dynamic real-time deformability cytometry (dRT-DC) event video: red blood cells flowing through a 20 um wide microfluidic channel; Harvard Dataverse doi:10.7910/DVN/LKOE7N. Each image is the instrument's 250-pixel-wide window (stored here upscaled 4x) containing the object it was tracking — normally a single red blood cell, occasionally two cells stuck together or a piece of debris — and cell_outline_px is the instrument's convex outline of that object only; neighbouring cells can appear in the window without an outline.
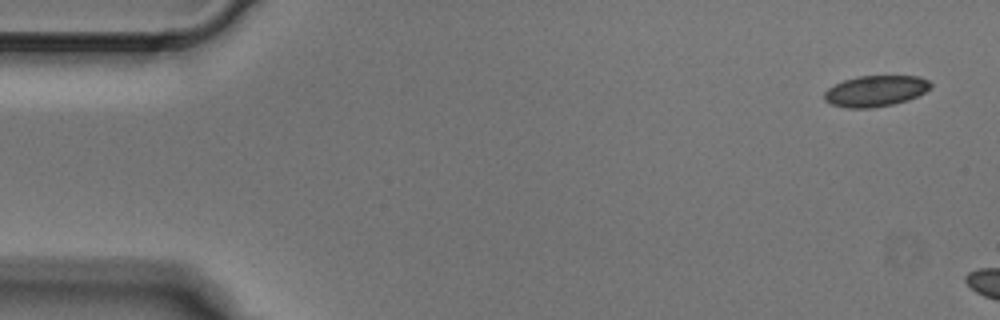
{"species": "Egyptian fruit bat (a non-hibernating species)", "species_latin": "Rousettus aegyptiacus", "temperature_condition": "cold", "stored_images_in_passage": 2, "camera_frame_rate_fps": 3000, "um_per_image_px": 0.085, "animal": {"sex": "male"}, "frame": {"image": 1, "passage_image": 1, "time_ms": 0.0, "image_size_px": [1000, 320], "cell_outline_px": [[932, 88], [908, 100], [892, 104], [872, 108], [848, 108], [832, 104], [824, 100], [824, 92], [828, 88], [844, 80], [856, 76], [920, 76], [928, 80], [932, 84]], "centroid_in_image_um": [74.43, 7.73], "position_along_channel_um": 10.6, "area_um2": 19.19}}